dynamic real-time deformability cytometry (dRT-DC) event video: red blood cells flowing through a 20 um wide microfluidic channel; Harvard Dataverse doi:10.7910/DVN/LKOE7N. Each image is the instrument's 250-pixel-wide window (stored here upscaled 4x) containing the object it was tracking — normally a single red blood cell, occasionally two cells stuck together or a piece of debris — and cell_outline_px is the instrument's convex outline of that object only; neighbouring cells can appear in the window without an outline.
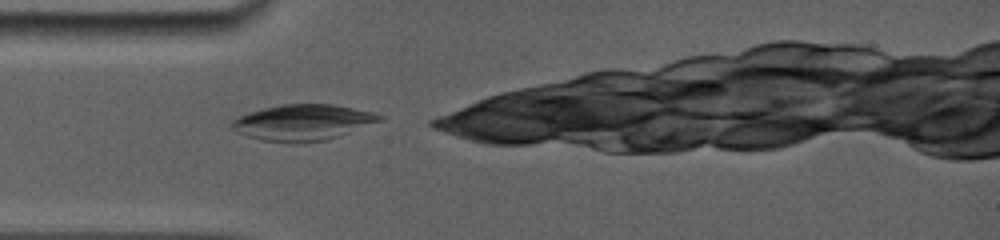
{"species": "common noctule bat (a hibernating species)", "species_latin": "Nyctalus noctula", "temperature_condition": "room temperature", "stored_images_in_passage": 13, "camera_frame_rate_fps": 5000, "um_per_image_px": 0.085, "animal": {"sex": "female", "body_mass_g": 19.0, "forearm_length_mm": 56.7}, "frame": {"image": 1, "passage_image": 1, "time_ms": 0.0, "image_size_px": [1000, 240], "cell_outline_px": [[384, 120], [328, 140], [264, 140], [248, 136], [228, 128], [228, 124], [232, 120], [248, 112], [264, 108], [284, 104], [332, 104], [376, 112], [384, 116]], "centroid_in_image_um": [25.78, 10.36], "position_along_channel_um": 59.2, "area_um2": 30.4}}